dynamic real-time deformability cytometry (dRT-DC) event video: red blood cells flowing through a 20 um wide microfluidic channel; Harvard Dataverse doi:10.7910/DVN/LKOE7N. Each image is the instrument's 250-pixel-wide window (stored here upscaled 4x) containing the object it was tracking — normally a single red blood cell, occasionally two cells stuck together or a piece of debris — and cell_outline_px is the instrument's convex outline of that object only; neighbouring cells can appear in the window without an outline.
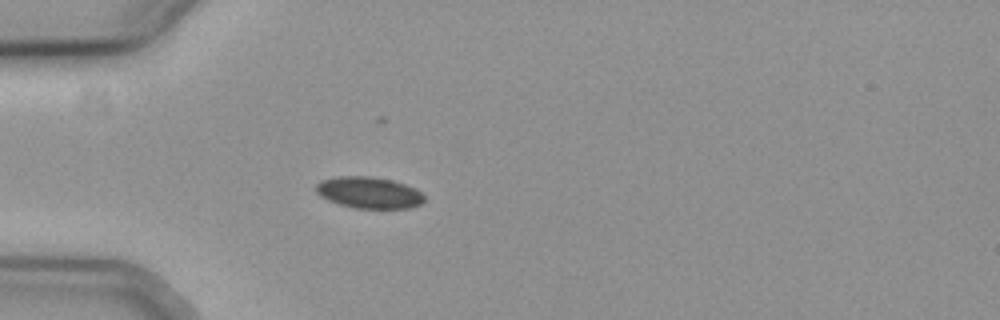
{"species": "common noctule bat (a hibernating species)", "species_latin": "Nyctalus noctula", "temperature_condition": "cold", "stored_images_in_passage": 41, "camera_frame_rate_fps": 3000, "um_per_image_px": 0.085, "animal": {"sex": "female", "body_mass_g": 19.3, "forearm_length_mm": 54.1}, "frame": {"image": 1, "passage_image": 1, "time_ms": 0.0, "image_size_px": [1000, 320], "cell_outline_px": [[424, 200], [420, 204], [408, 208], [356, 208], [340, 204], [328, 200], [320, 196], [316, 192], [316, 184], [320, 180], [340, 176], [368, 176], [392, 180], [416, 188], [424, 196]], "centroid_in_image_um": [31.35, 16.36], "position_along_channel_um": 53.7, "area_um2": 19.77}}
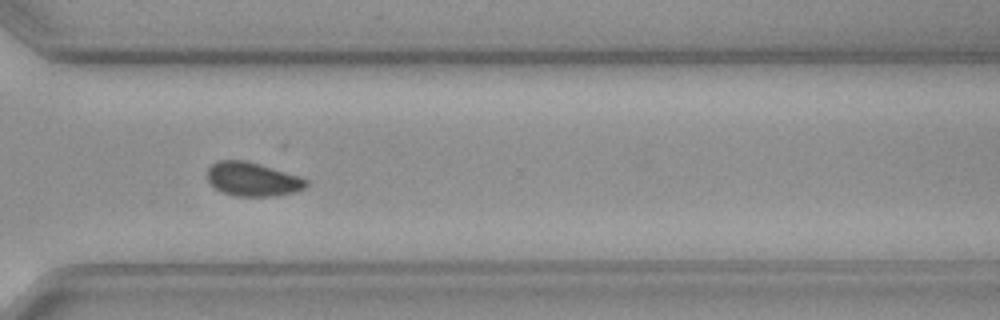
{"frame": {"image": 2, "passage_image": 26, "time_ms": 8.333, "image_size_px": [1000, 320], "cell_outline_px": [[308, 184], [304, 188], [292, 192], [276, 196], [236, 196], [220, 192], [208, 180], [208, 168], [216, 160], [248, 160], [300, 176], [308, 180]], "centroid_in_image_um": [21.47, 15.22], "position_along_channel_um": 349.1, "area_um2": 19.59}}
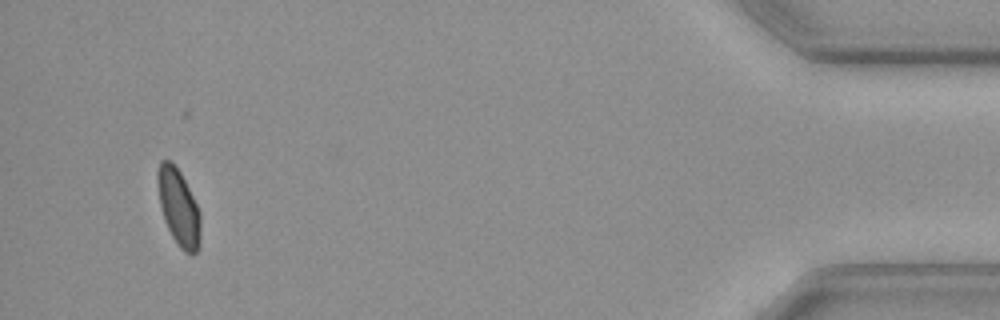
{"frame": {"image": 3, "passage_image": 38, "time_ms": 12.333, "image_size_px": [1000, 320], "cell_outline_px": [[200, 244], [196, 252], [192, 256], [184, 252], [180, 248], [172, 236], [164, 220], [160, 204], [156, 184], [156, 172], [160, 160], [172, 160], [180, 172], [200, 212]], "centroid_in_image_um": [15.16, 17.62], "position_along_channel_um": 420.0, "area_um2": 19.31}, "authors_computed_cell_mechanics": {"area_um2": 19.8832, "velocity_mm_per_s": 3.688, "shape_relaxation_time_tau1_ms": 6.787, "shape_relaxation_time_tau2_ms": 7.9974, "deformation_change_tau1": 0.0937, "deformation_change_tau2": 0.0992}}